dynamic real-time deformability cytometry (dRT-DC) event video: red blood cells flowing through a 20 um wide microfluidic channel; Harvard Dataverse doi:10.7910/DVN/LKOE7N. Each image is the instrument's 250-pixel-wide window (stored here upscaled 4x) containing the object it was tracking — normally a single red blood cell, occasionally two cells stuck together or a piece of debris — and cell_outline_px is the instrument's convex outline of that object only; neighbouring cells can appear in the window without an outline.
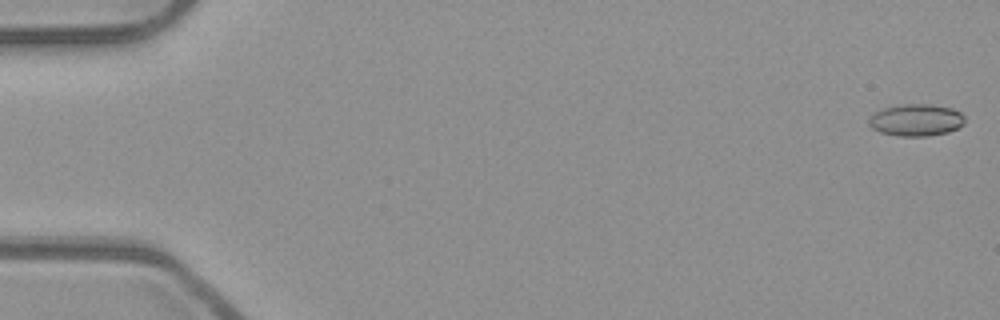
{"species": "common noctule bat (a hibernating species)", "species_latin": "Nyctalus noctula", "temperature_condition": "room temperature", "stored_images_in_passage": 53, "camera_frame_rate_fps": 3000, "um_per_image_px": 0.085, "animal": {"sex": "male", "body_mass_g": 23.1, "forearm_length_mm": 52.7}, "frame": {"image": 1, "passage_image": 1, "time_ms": 0.0, "image_size_px": [1000, 320], "cell_outline_px": [[964, 124], [948, 132], [928, 136], [900, 136], [880, 132], [872, 128], [868, 124], [868, 120], [876, 112], [884, 108], [904, 104], [928, 104], [952, 108], [960, 112], [964, 116]], "centroid_in_image_um": [77.88, 10.21], "position_along_channel_um": 7.1, "area_um2": 17.74}}
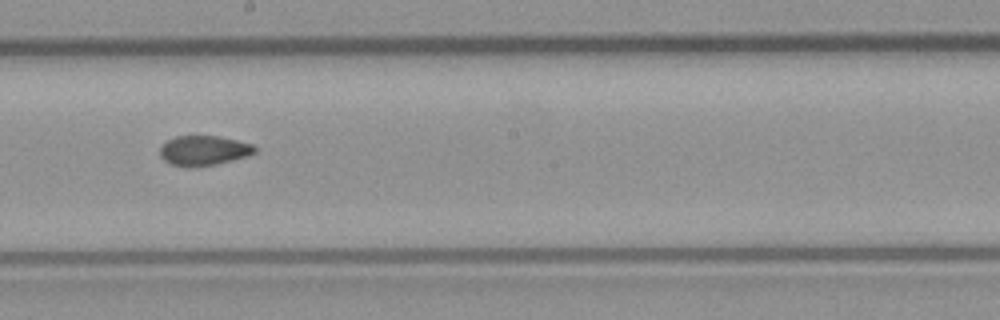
{"frame": {"image": 2, "passage_image": 30, "time_ms": 9.667, "image_size_px": [1000, 320], "cell_outline_px": [[256, 152], [244, 156], [216, 164], [188, 168], [172, 164], [164, 160], [160, 156], [160, 148], [168, 140], [176, 136], [216, 136], [236, 140], [252, 144], [256, 148]], "centroid_in_image_um": [17.28, 12.8], "position_along_channel_um": 230.9, "area_um2": 16.24}}
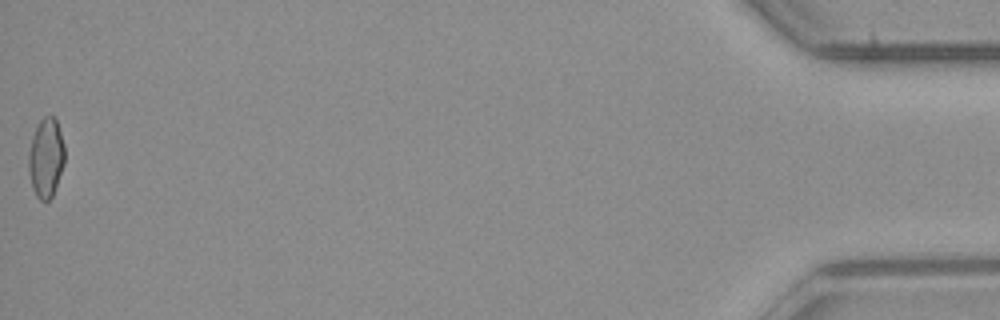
{"frame": {"image": 3, "passage_image": 53, "time_ms": 17.333, "image_size_px": [1000, 320], "cell_outline_px": [[64, 164], [52, 196], [48, 200], [40, 200], [36, 196], [32, 188], [28, 168], [28, 152], [32, 136], [40, 120], [44, 116], [52, 116], [56, 120], [64, 144]], "centroid_in_image_um": [3.89, 13.41], "position_along_channel_um": 431.3, "area_um2": 16.59}, "authors_computed_cell_mechanics": {"area_um2": 16.9354, "velocity_mm_per_s": 3.9585, "shape_relaxation_time_tau1_ms": null, "shape_relaxation_time_tau2_ms": 2.3023, "deformation_change_tau1": null, "deformation_change_tau2": 0.0546}}